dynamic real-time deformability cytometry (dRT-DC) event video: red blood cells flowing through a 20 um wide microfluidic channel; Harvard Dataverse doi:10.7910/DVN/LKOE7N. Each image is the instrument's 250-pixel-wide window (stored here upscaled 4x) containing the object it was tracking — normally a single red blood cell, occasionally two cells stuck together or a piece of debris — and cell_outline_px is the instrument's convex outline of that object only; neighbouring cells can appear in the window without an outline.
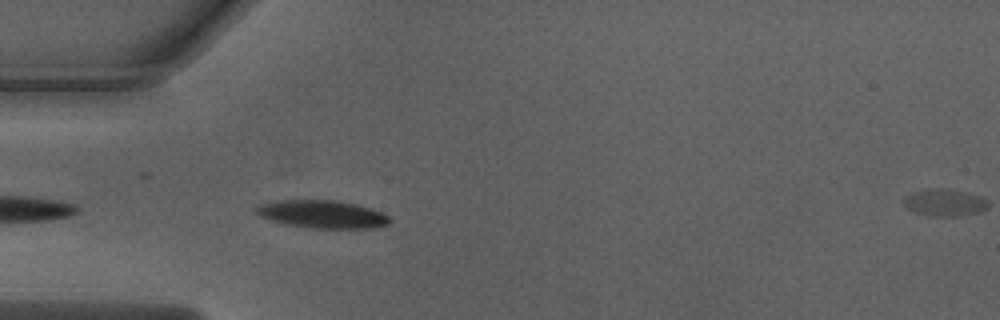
{"species": "Egyptian fruit bat (a non-hibernating species)", "species_latin": "Rousettus aegyptiacus", "temperature_condition": "warm", "stored_images_in_passage": 20, "camera_frame_rate_fps": 3000, "um_per_image_px": 0.085, "animal": {"sex": "male"}, "frame": {"image": 1, "passage_image": 2, "time_ms": 0.333, "image_size_px": [1000, 320], "cell_outline_px": [[392, 220], [388, 224], [376, 228], [312, 228], [288, 224], [272, 220], [260, 216], [256, 212], [256, 208], [260, 204], [276, 200], [336, 200], [356, 204], [380, 212], [388, 216]], "centroid_in_image_um": [27.41, 18.2], "position_along_channel_um": 57.6, "area_um2": 21.44}}
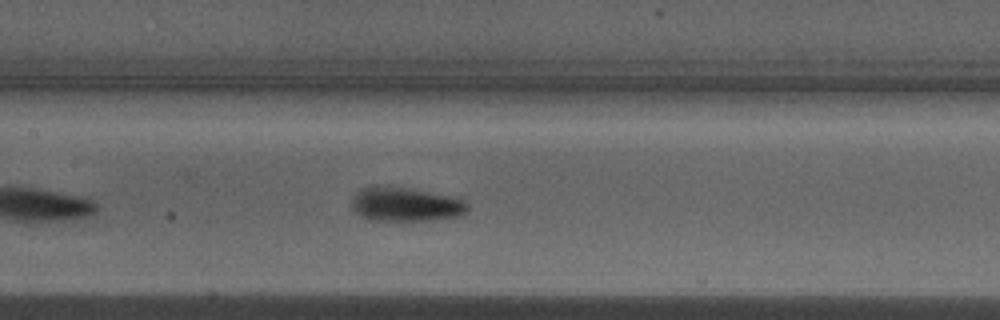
{"frame": {"image": 2, "passage_image": 11, "time_ms": 3.333, "image_size_px": [1000, 320], "cell_outline_px": [[468, 212], [460, 216], [428, 220], [368, 220], [356, 212], [352, 208], [352, 196], [360, 188], [372, 184], [388, 184], [452, 196], [464, 200], [468, 204]], "centroid_in_image_um": [34.43, 17.33], "position_along_channel_um": 173.0, "area_um2": 23.58}}
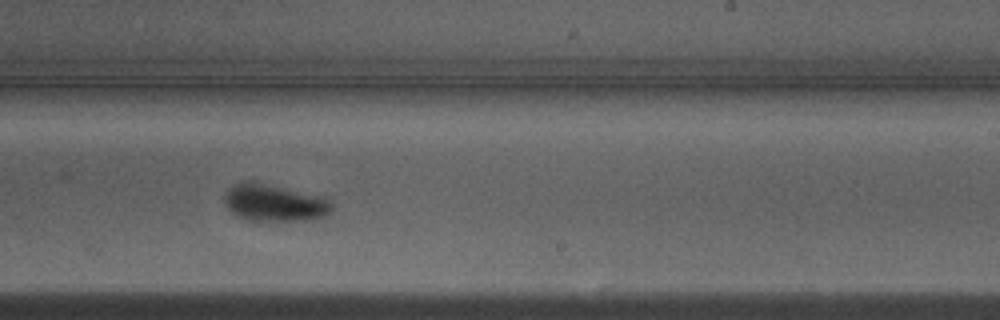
{"frame": {"image": 3, "passage_image": 18, "time_ms": 5.667, "image_size_px": [1000, 320], "cell_outline_px": [[332, 208], [328, 216], [312, 220], [248, 220], [232, 212], [228, 208], [224, 200], [224, 192], [232, 184], [240, 180], [252, 180], [324, 196], [332, 204]], "centroid_in_image_um": [23.32, 17.2], "position_along_channel_um": 265.7, "area_um2": 23.64}}